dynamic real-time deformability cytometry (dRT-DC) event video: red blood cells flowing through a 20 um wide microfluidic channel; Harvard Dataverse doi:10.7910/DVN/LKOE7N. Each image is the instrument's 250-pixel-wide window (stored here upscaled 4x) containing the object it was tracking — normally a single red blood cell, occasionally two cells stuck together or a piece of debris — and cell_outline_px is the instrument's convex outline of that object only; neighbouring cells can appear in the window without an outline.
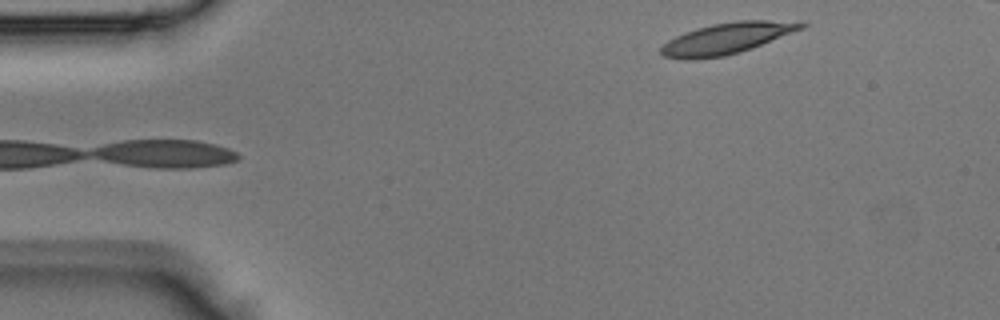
{"species": "Egyptian fruit bat (a non-hibernating species)", "species_latin": "Rousettus aegyptiacus", "temperature_condition": "room temperature", "stored_images_in_passage": 3, "camera_frame_rate_fps": 3000, "um_per_image_px": 0.085, "animal": {"sex": "male"}, "frame": {"image": 1, "passage_image": 3, "time_ms": 0.667, "image_size_px": [1000, 320], "cell_outline_px": [[808, 24], [804, 28], [752, 48], [740, 52], [724, 56], [696, 60], [684, 60], [664, 56], [660, 52], [660, 48], [668, 40], [676, 36], [696, 28], [712, 24], [736, 20], [768, 20]], "centroid_in_image_um": [61.72, 3.28], "position_along_channel_um": 23.3, "area_um2": 25.32}}